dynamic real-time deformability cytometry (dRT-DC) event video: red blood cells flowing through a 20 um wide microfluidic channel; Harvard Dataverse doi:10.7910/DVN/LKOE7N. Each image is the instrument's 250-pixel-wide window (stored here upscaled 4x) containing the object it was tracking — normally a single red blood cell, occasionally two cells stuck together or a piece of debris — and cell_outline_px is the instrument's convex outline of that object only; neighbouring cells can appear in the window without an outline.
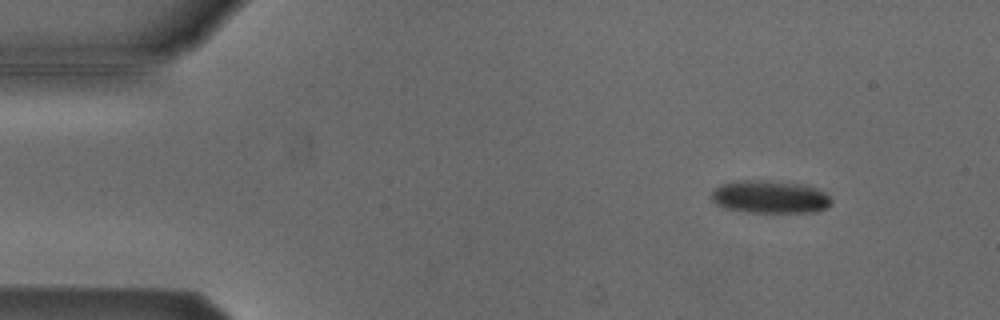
{"species": "Egyptian fruit bat (a non-hibernating species)", "species_latin": "Rousettus aegyptiacus", "temperature_condition": "cold", "stored_images_in_passage": 48, "camera_frame_rate_fps": 3000, "um_per_image_px": 0.085, "animal": {"sex": "male"}, "frame": {"image": 1, "passage_image": 5, "time_ms": 1.333, "image_size_px": [1000, 320], "cell_outline_px": [[832, 204], [828, 208], [816, 212], [744, 212], [724, 208], [716, 204], [712, 200], [712, 192], [720, 184], [760, 180], [796, 184], [812, 188], [824, 192], [832, 200]], "centroid_in_image_um": [65.45, 16.78], "position_along_channel_um": 19.6, "area_um2": 22.43}}
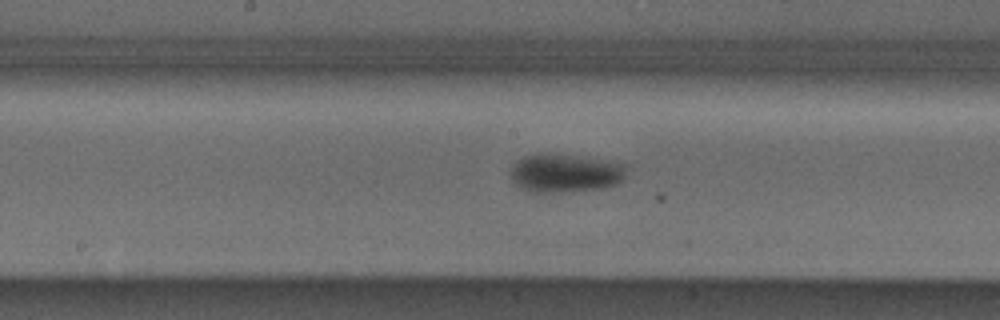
{"frame": {"image": 2, "passage_image": 26, "time_ms": 8.333, "image_size_px": [1000, 320], "cell_outline_px": [[628, 164], [624, 176], [616, 184], [600, 188], [564, 192], [536, 192], [520, 188], [512, 180], [512, 164], [516, 160], [524, 156], [540, 152], [572, 156]], "centroid_in_image_um": [48.0, 14.71], "position_along_channel_um": 200.2, "area_um2": 25.72}}
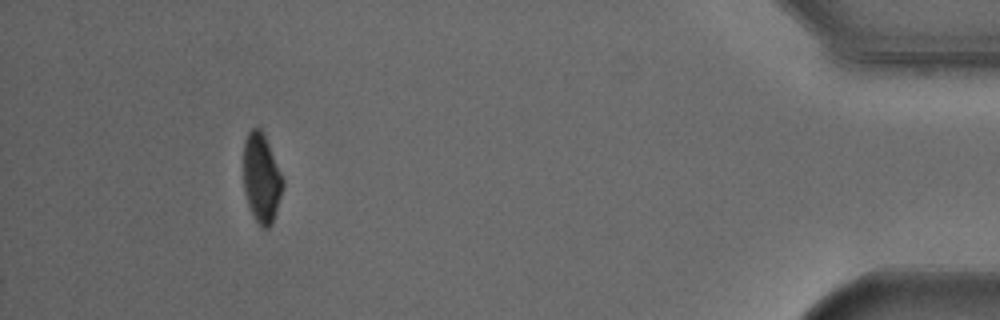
{"frame": {"image": 3, "passage_image": 48, "time_ms": 15.667, "image_size_px": [1000, 320], "cell_outline_px": [[284, 188], [272, 224], [268, 228], [260, 228], [248, 204], [244, 192], [244, 140], [248, 132], [252, 128], [260, 128], [268, 144], [284, 180]], "centroid_in_image_um": [22.23, 15.18], "position_along_channel_um": 413.0, "area_um2": 20.35}, "authors_computed_cell_mechanics": {"area_um2": 23.7558, "velocity_mm_per_s": 3.8163, "shape_relaxation_time_tau1_ms": 2.8254, "shape_relaxation_time_tau2_ms": null, "deformation_change_tau1": 0.091, "deformation_change_tau2": null}}